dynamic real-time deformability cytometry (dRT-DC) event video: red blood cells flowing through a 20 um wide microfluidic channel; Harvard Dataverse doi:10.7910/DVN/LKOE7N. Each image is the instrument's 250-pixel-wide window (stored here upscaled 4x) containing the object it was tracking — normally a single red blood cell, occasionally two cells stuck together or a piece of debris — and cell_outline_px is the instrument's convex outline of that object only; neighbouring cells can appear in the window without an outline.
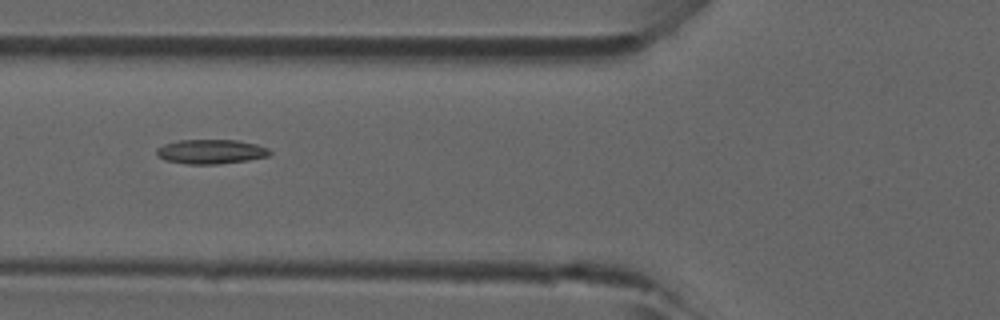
{"species": "common noctule bat (a hibernating species)", "species_latin": "Nyctalus noctula", "temperature_condition": "room temperature", "stored_images_in_passage": 3, "camera_frame_rate_fps": 3000, "um_per_image_px": 0.085, "animal": {"sex": "male", "forearm_length_mm": 52.5}, "frame": {"image": 1, "passage_image": 2, "time_ms": 0.333, "image_size_px": [1000, 320], "cell_outline_px": [[272, 152], [268, 156], [248, 160], [216, 164], [188, 164], [164, 160], [156, 156], [156, 148], [164, 144], [180, 140], [236, 140], [256, 144], [268, 148]], "centroid_in_image_um": [17.9, 12.89], "position_along_channel_um": 107.9, "area_um2": 16.13}}
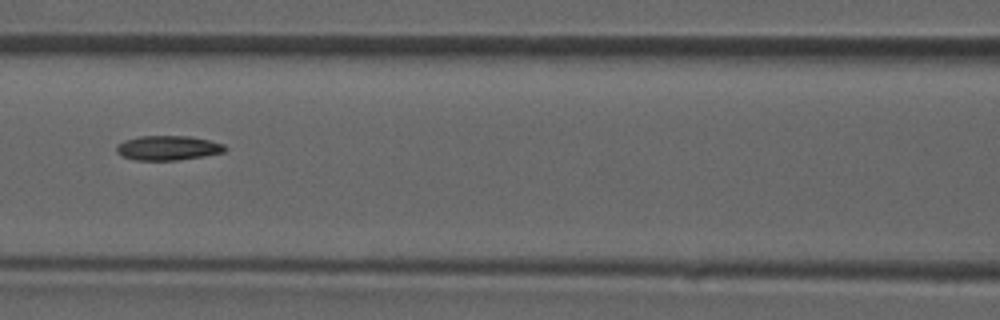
{"frame": {"image": 2, "passage_image": 3, "time_ms": 0.667, "image_size_px": [1000, 320], "cell_outline_px": [[228, 148], [224, 152], [204, 156], [176, 160], [136, 160], [120, 156], [116, 152], [116, 148], [124, 140], [140, 136], [192, 136], [224, 144]], "centroid_in_image_um": [14.28, 12.57], "position_along_channel_um": 152.3, "area_um2": 15.55}}